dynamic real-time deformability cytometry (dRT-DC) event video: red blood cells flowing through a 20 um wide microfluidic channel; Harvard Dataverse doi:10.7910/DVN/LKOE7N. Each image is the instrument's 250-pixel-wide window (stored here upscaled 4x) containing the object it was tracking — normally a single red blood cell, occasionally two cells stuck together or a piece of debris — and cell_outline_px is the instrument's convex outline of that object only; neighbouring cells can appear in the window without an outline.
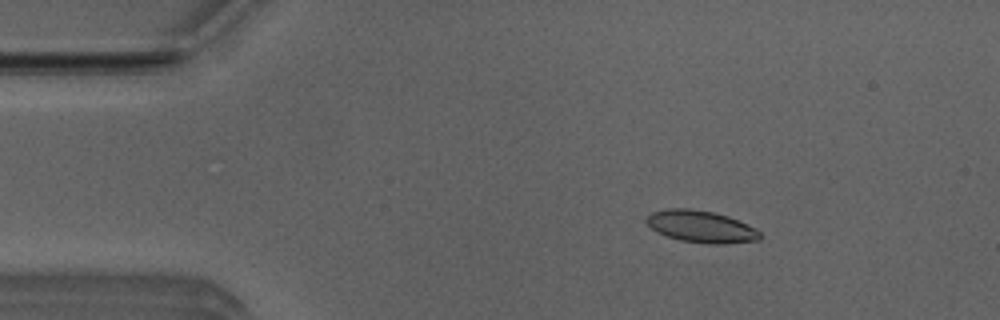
{"species": "Egyptian fruit bat (a non-hibernating species)", "species_latin": "Rousettus aegyptiacus", "temperature_condition": "room temperature", "stored_images_in_passage": 4, "camera_frame_rate_fps": 3000, "um_per_image_px": 0.085, "animal": {"sex": "male"}, "frame": {"image": 1, "passage_image": 2, "time_ms": 0.333, "image_size_px": [1000, 320], "cell_outline_px": [[760, 240], [724, 244], [708, 244], [680, 240], [656, 232], [644, 220], [652, 212], [668, 208], [688, 208], [712, 212], [728, 216], [756, 228], [760, 232]], "centroid_in_image_um": [59.59, 19.26], "position_along_channel_um": 25.4, "area_um2": 21.1}}